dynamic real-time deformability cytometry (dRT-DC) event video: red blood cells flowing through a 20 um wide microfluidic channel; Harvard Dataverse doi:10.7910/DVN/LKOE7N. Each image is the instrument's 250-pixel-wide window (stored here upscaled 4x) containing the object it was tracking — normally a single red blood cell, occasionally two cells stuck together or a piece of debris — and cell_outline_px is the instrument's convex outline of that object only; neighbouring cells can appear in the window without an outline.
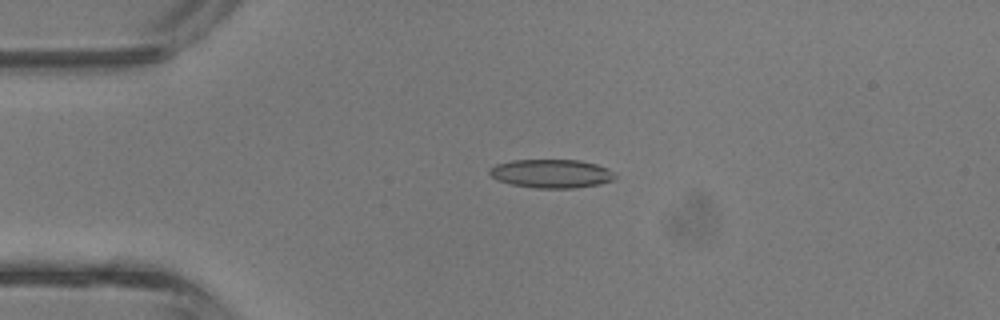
{"species": "common noctule bat (a hibernating species)", "species_latin": "Nyctalus noctula", "temperature_condition": "room temperature", "stored_images_in_passage": 1, "camera_frame_rate_fps": 3000, "um_per_image_px": 0.085, "animal": {"sex": "male", "body_mass_g": 13.3}, "frame": {"image": 1, "passage_image": 1, "time_ms": 0.0, "image_size_px": [1000, 320], "cell_outline_px": [[616, 176], [612, 180], [600, 184], [576, 188], [536, 188], [512, 184], [500, 180], [492, 176], [488, 172], [488, 168], [496, 164], [512, 160], [580, 160], [596, 164], [608, 168]], "centroid_in_image_um": [46.87, 14.75], "position_along_channel_um": 38.1, "area_um2": 20.87}}